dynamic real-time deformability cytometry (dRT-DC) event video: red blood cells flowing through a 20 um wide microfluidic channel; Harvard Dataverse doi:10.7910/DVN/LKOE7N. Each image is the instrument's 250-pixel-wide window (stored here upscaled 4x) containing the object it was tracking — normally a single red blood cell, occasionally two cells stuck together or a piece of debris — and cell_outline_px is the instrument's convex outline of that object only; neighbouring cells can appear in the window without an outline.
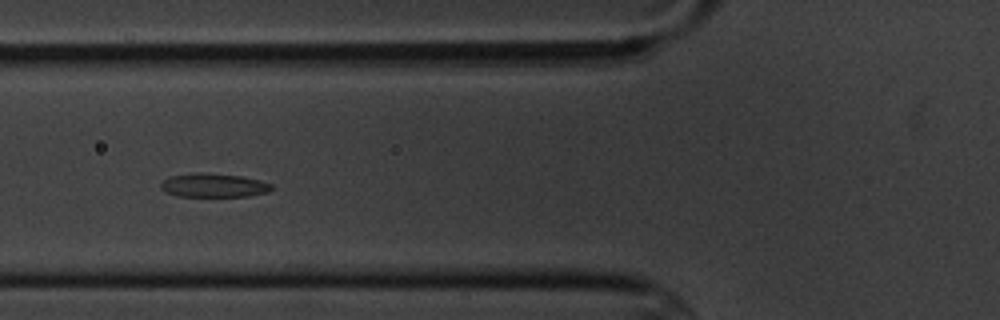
{"species": "common noctule bat (a hibernating species)", "species_latin": "Nyctalus noctula", "temperature_condition": "cold", "stored_images_in_passage": 9, "camera_frame_rate_fps": 3000, "um_per_image_px": 0.085, "animal": {"sex": "male", "body_mass_g": 20.1, "forearm_length_mm": 53.5}, "frame": {"image": 1, "passage_image": 6, "time_ms": 6.0, "image_size_px": [1000, 320], "cell_outline_px": [[276, 188], [268, 192], [248, 196], [176, 196], [164, 192], [160, 188], [160, 184], [168, 176], [192, 172], [200, 172], [240, 176], [260, 180], [272, 184]], "centroid_in_image_um": [18.14, 15.75], "position_along_channel_um": 107.7, "area_um2": 15.61}}
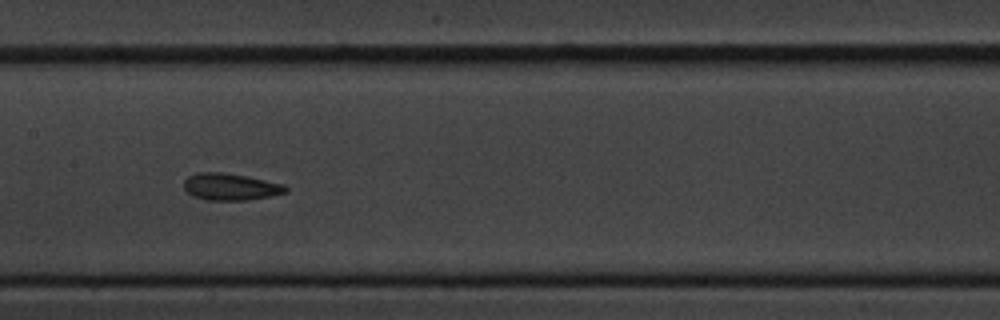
{"frame": {"image": 2, "passage_image": 8, "time_ms": 8.333, "image_size_px": [1000, 320], "cell_outline_px": [[288, 192], [272, 196], [248, 200], [208, 200], [192, 196], [184, 188], [184, 180], [188, 176], [196, 172], [220, 172], [244, 176], [284, 184], [288, 188]], "centroid_in_image_um": [19.59, 15.88], "position_along_channel_um": 187.8, "area_um2": 15.95}}
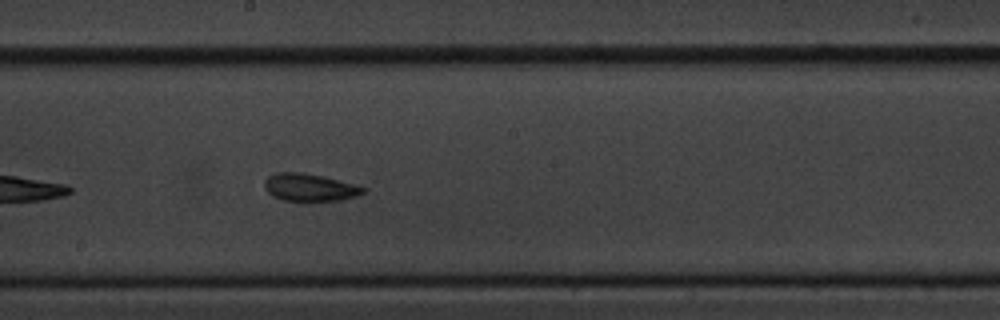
{"frame": {"image": 3, "passage_image": 9, "time_ms": 9.333, "image_size_px": [1000, 320], "cell_outline_px": [[364, 192], [356, 196], [340, 200], [308, 204], [284, 200], [272, 196], [264, 188], [264, 180], [268, 176], [276, 172], [304, 172], [352, 184], [364, 188]], "centroid_in_image_um": [26.24, 15.98], "position_along_channel_um": 222.0, "area_um2": 16.24}}